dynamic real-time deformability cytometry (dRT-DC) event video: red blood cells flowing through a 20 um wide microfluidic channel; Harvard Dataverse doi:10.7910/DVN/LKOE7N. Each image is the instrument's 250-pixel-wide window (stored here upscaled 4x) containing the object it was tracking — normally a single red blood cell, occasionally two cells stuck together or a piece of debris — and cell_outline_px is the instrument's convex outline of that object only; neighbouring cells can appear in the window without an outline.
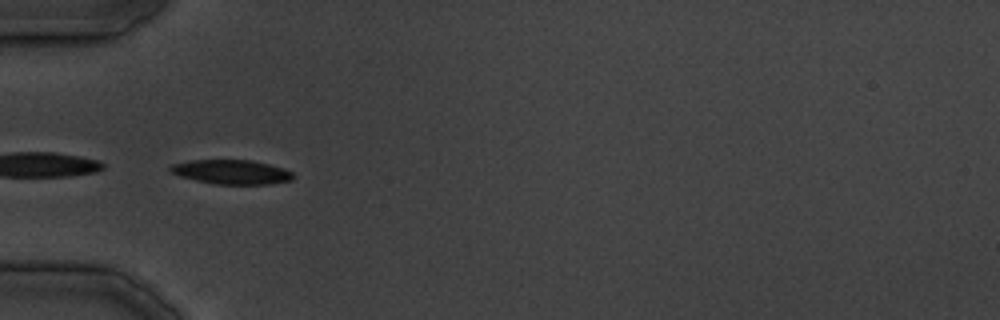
{"species": "common noctule bat (a hibernating species)", "species_latin": "Nyctalus noctula", "temperature_condition": "cold", "stored_images_in_passage": 24, "camera_frame_rate_fps": 3000, "um_per_image_px": 0.085, "animal": {"sex": "male", "body_mass_g": 19.5, "forearm_length_mm": 54.6}, "frame": {"image": 1, "passage_image": 1, "time_ms": 0.0, "image_size_px": [1000, 320], "cell_outline_px": [[292, 180], [268, 184], [216, 184], [196, 180], [180, 176], [168, 172], [168, 168], [172, 164], [188, 160], [252, 160], [284, 168], [292, 172]], "centroid_in_image_um": [19.63, 14.61], "position_along_channel_um": 65.4, "area_um2": 17.4}}